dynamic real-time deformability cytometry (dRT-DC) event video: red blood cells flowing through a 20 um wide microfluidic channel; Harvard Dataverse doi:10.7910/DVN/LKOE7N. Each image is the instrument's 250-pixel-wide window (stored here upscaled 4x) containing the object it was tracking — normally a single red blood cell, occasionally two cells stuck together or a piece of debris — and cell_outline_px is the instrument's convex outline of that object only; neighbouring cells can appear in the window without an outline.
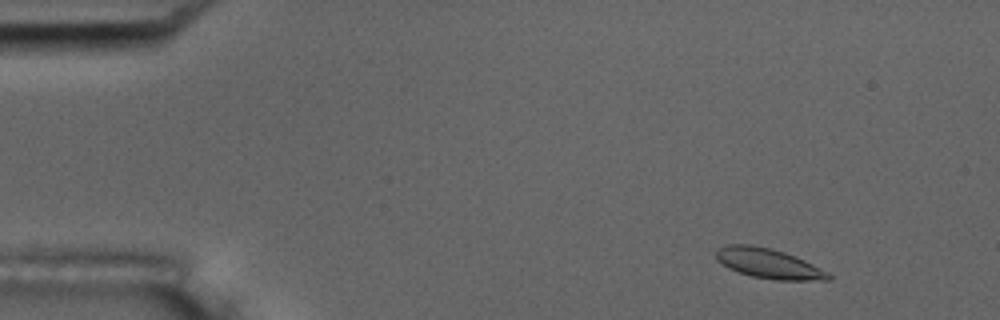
{"species": "common noctule bat (a hibernating species)", "species_latin": "Nyctalus noctula", "temperature_condition": "room temperature", "stored_images_in_passage": 53, "camera_frame_rate_fps": 3000, "um_per_image_px": 0.085, "animal": {"sex": "male", "body_mass_g": 17.5, "forearm_length_mm": 52.3}, "frame": {"image": 1, "passage_image": 4, "time_ms": 1.0, "image_size_px": [1000, 320], "cell_outline_px": [[832, 280], [776, 280], [752, 276], [728, 268], [716, 260], [716, 248], [728, 244], [752, 244], [772, 248], [796, 256], [828, 272], [832, 276]], "centroid_in_image_um": [65.31, 22.38], "position_along_channel_um": 19.7, "area_um2": 19.71}}
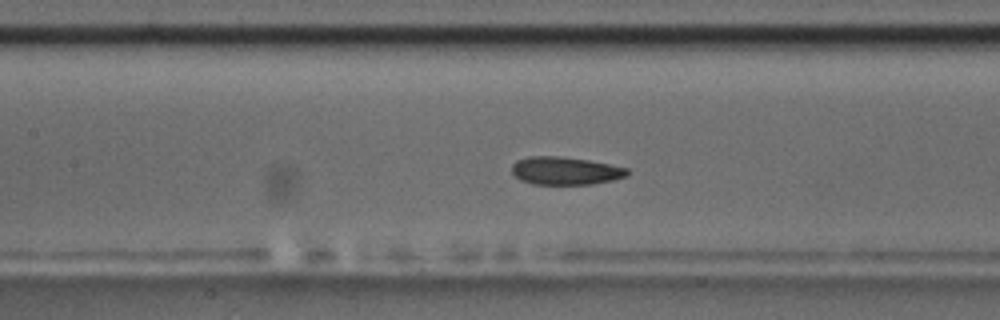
{"frame": {"image": 2, "passage_image": 23, "time_ms": 7.333, "image_size_px": [1000, 320], "cell_outline_px": [[628, 176], [612, 180], [592, 184], [532, 184], [520, 180], [512, 172], [512, 164], [516, 160], [528, 156], [560, 156], [588, 160], [628, 168]], "centroid_in_image_um": [48.03, 14.51], "position_along_channel_um": 159.4, "area_um2": 18.79}}
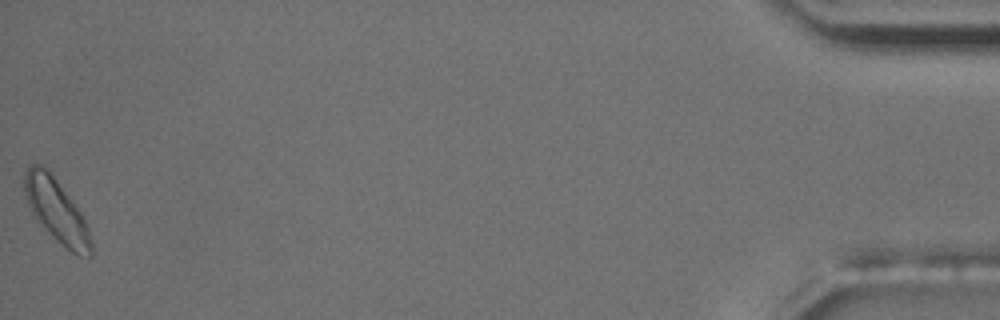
{"frame": {"image": 3, "passage_image": 53, "time_ms": 17.333, "image_size_px": [1000, 320], "cell_outline_px": [[92, 256], [80, 256], [72, 252], [32, 216], [28, 204], [24, 188], [24, 176], [28, 168], [32, 164], [40, 164], [52, 176], [80, 212], [88, 228], [92, 244]], "centroid_in_image_um": [4.79, 17.92], "position_along_channel_um": 430.4, "area_um2": 23.47}, "authors_computed_cell_mechanics": {"area_um2": 19.4208, "velocity_mm_per_s": 3.6617, "shape_relaxation_time_tau1_ms": null, "shape_relaxation_time_tau2_ms": 1.3002, "deformation_change_tau1": null, "deformation_change_tau2": 0.0409}}